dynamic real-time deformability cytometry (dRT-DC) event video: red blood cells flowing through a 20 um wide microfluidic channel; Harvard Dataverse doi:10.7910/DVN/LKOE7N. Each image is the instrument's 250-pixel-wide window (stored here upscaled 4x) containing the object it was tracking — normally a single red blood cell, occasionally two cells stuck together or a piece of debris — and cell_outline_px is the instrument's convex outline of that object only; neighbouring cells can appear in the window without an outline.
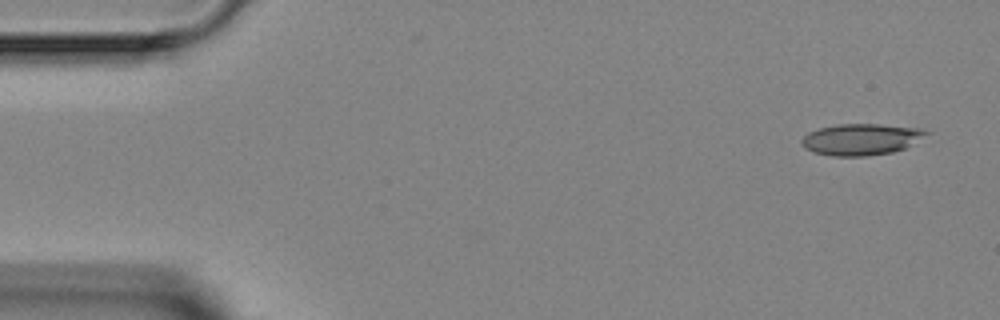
{"species": "Egyptian fruit bat (a non-hibernating species)", "species_latin": "Rousettus aegyptiacus", "temperature_condition": "room temperature", "stored_images_in_passage": 4, "camera_frame_rate_fps": 3000, "um_per_image_px": 0.085, "animal": {"sex": "female"}, "frame": {"image": 1, "passage_image": 1, "time_ms": 0.0, "image_size_px": [1000, 320], "cell_outline_px": [[932, 132], [904, 148], [892, 152], [868, 156], [832, 156], [812, 152], [804, 148], [800, 140], [808, 132], [820, 128], [836, 124], [880, 124], [920, 128]], "centroid_in_image_um": [73.17, 11.84], "position_along_channel_um": 11.8, "area_um2": 22.89}}